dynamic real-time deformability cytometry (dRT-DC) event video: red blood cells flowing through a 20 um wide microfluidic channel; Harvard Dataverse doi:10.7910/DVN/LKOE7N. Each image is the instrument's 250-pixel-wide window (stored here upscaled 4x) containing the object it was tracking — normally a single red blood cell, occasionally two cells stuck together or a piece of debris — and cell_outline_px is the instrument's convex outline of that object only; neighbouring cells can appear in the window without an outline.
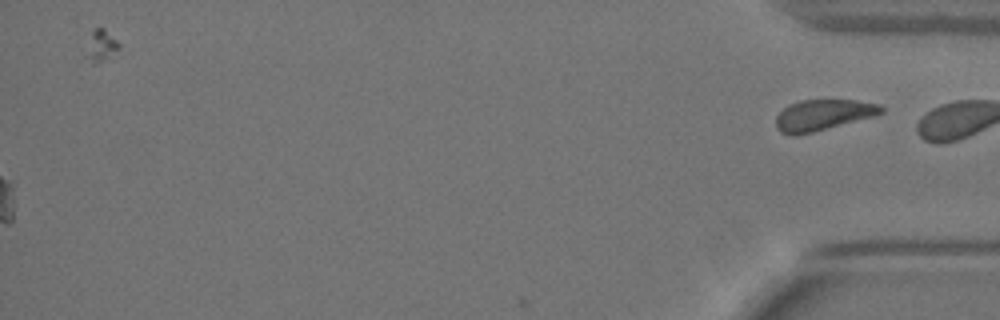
{"species": "Egyptian fruit bat (a non-hibernating species)", "species_latin": "Rousettus aegyptiacus", "temperature_condition": "warm", "stored_images_in_passage": 33, "segment_of_instrument_passage": [2, 2], "camera_frame_rate_fps": 3000, "um_per_image_px": 0.085, "animal": {"sex": "female"}, "frame": {"image": 1, "passage_image": 33, "time_ms": 10.667, "image_size_px": [1000, 320], "cell_outline_px": [[884, 112], [876, 116], [796, 136], [792, 136], [780, 132], [776, 128], [776, 116], [788, 104], [800, 100], [856, 100], [880, 104], [884, 108]], "centroid_in_image_um": [69.96, 9.77], "position_along_channel_um": 365.2, "area_um2": 19.13}}